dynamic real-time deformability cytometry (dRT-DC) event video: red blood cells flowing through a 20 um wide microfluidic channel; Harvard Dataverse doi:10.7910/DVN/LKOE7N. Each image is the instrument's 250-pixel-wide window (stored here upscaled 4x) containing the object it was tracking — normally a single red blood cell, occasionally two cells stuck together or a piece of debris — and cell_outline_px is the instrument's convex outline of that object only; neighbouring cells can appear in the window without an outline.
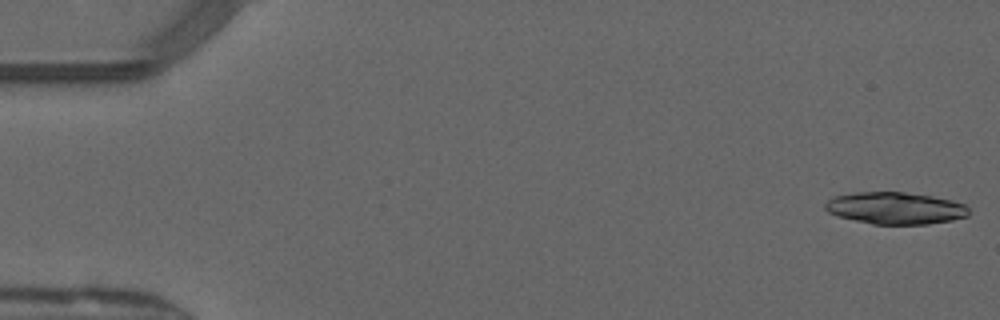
{"species": "common noctule bat (a hibernating species)", "species_latin": "Nyctalus noctula", "temperature_condition": "warm", "stored_images_in_passage": 17, "camera_frame_rate_fps": 3000, "um_per_image_px": 0.085, "animal": {"sex": "male", "forearm_length_mm": 52.5}, "frame": {"image": 1, "passage_image": 1, "time_ms": 0.0, "image_size_px": [1000, 320], "cell_outline_px": [[968, 216], [952, 220], [928, 224], [872, 224], [836, 216], [828, 212], [824, 208], [824, 204], [832, 196], [856, 192], [904, 192], [932, 196], [952, 200], [964, 204], [968, 208]], "centroid_in_image_um": [76.07, 17.69], "position_along_channel_um": 8.9, "area_um2": 26.88}}